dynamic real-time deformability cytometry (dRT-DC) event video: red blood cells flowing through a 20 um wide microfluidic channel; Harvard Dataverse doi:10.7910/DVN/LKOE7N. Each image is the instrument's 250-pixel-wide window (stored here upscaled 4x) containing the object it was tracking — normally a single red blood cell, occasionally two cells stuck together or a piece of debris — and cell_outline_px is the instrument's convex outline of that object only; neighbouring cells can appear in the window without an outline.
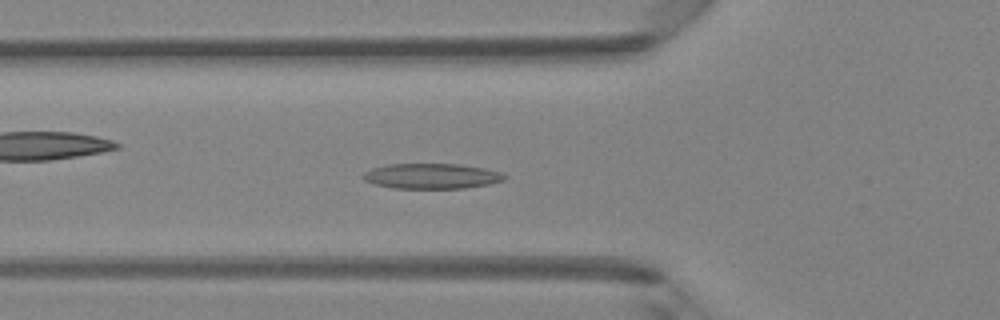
{"species": "Egyptian fruit bat (a non-hibernating species)", "species_latin": "Rousettus aegyptiacus", "temperature_condition": "room temperature", "stored_images_in_passage": 48, "camera_frame_rate_fps": 3000, "um_per_image_px": 0.085, "animal": {"sex": "female"}, "frame": {"image": 1, "passage_image": 17, "time_ms": 5.333, "image_size_px": [1000, 320], "cell_outline_px": [[508, 176], [504, 180], [488, 184], [464, 188], [392, 188], [376, 184], [364, 180], [360, 176], [364, 172], [372, 168], [388, 164], [456, 164], [484, 168], [500, 172]], "centroid_in_image_um": [36.67, 14.96], "position_along_channel_um": 89.1, "area_um2": 20.75}}
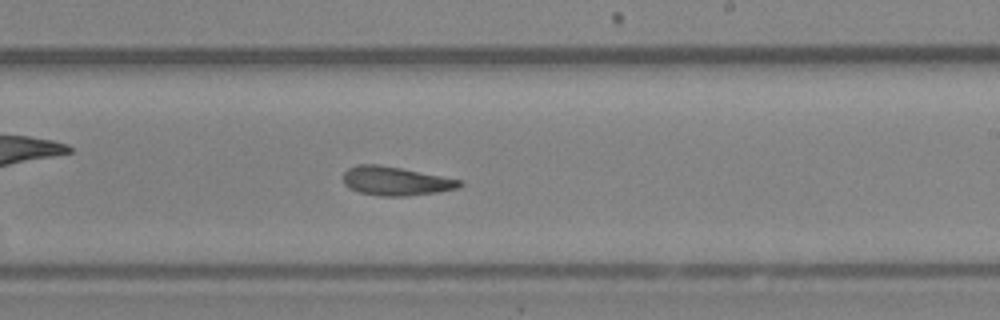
{"frame": {"image": 2, "passage_image": 29, "time_ms": 9.333, "image_size_px": [1000, 320], "cell_outline_px": [[464, 184], [456, 188], [436, 192], [404, 196], [380, 196], [360, 192], [348, 188], [344, 184], [344, 172], [348, 168], [360, 164], [376, 164], [400, 168], [464, 180]], "centroid_in_image_um": [33.63, 15.39], "position_along_channel_um": 255.4, "area_um2": 19.42}}
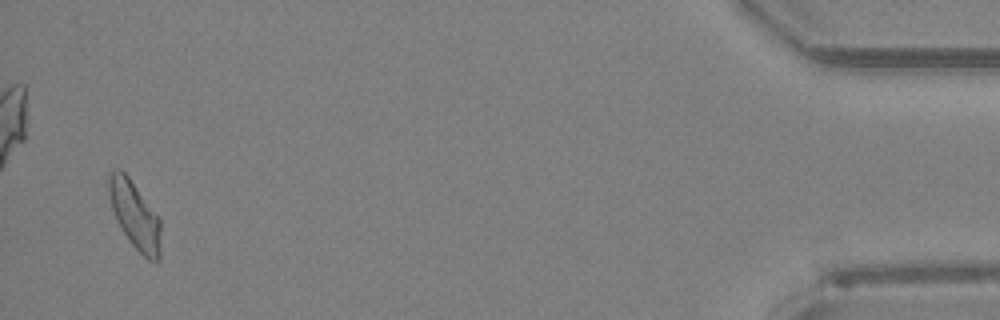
{"frame": {"image": 3, "passage_image": 47, "time_ms": 15.333, "image_size_px": [1000, 320], "cell_outline_px": [[160, 260], [148, 260], [132, 244], [124, 232], [112, 208], [108, 196], [108, 176], [116, 168], [120, 168], [128, 176], [160, 220]], "centroid_in_image_um": [11.45, 18.27], "position_along_channel_um": 423.8, "area_um2": 19.83}, "authors_computed_cell_mechanics": {"area_um2": 20.1433, "velocity_mm_per_s": 4.164, "shape_relaxation_time_tau1_ms": 4.4673, "shape_relaxation_time_tau2_ms": 5.3016, "deformation_change_tau1": 0.1381, "deformation_change_tau2": 0.1704}}